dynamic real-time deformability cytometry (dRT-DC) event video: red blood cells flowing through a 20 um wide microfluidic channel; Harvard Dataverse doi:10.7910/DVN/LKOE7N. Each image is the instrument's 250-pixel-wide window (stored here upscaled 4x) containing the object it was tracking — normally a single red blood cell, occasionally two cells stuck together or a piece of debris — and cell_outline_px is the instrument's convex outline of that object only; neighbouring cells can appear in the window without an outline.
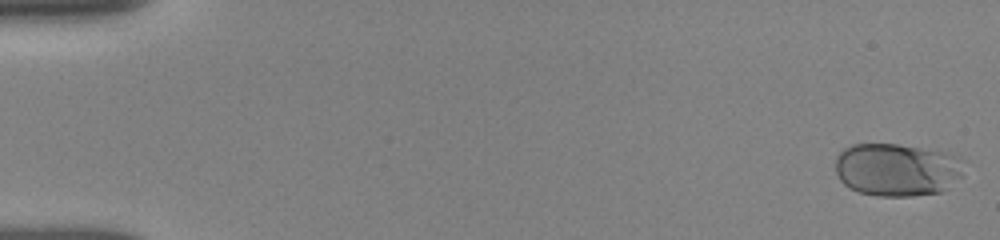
{"species": "human", "species_latin": "Homo sapiens", "temperature_condition": "room temperature", "stored_images_in_passage": 18, "camera_frame_rate_fps": 3000, "um_per_image_px": 0.085, "donor": {"sex": "female"}, "frame": {"image": 1, "passage_image": 1, "time_ms": 0.0, "image_size_px": [1000, 240], "cell_outline_px": [[964, 176], [940, 192], [912, 196], [876, 196], [860, 192], [848, 188], [836, 176], [836, 156], [844, 148], [852, 144], [896, 144], [944, 152], [956, 156], [964, 160]], "centroid_in_image_um": [76.25, 14.43], "position_along_channel_um": 8.8, "area_um2": 40.0}}
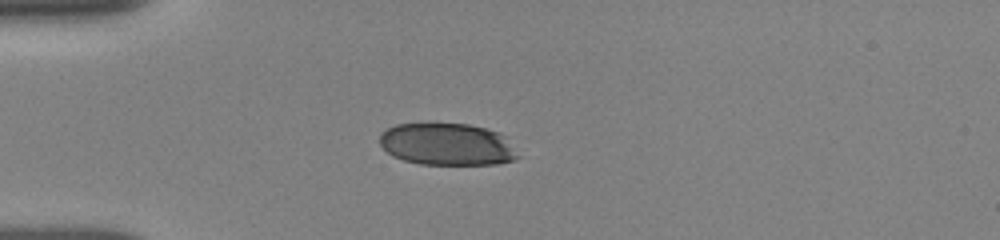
{"frame": {"image": 2, "passage_image": 17, "time_ms": 4.333, "image_size_px": [1000, 240], "cell_outline_px": [[520, 156], [516, 160], [496, 164], [420, 164], [404, 160], [392, 156], [380, 144], [380, 132], [396, 124], [468, 124], [500, 132], [504, 136]], "centroid_in_image_um": [38.01, 12.27], "position_along_channel_um": 47.0, "area_um2": 33.81}}